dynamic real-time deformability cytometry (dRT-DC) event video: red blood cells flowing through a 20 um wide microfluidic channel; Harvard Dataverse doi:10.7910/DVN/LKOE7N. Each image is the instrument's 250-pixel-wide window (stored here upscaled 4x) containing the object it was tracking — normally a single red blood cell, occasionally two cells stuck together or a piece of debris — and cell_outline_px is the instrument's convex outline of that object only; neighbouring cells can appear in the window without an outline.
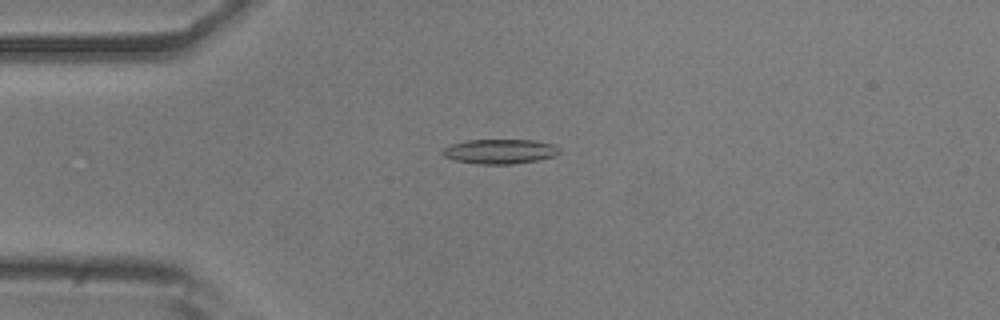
{"species": "common noctule bat (a hibernating species)", "species_latin": "Nyctalus noctula", "temperature_condition": "room temperature", "stored_images_in_passage": 48, "camera_frame_rate_fps": 3000, "um_per_image_px": 0.085, "animal": {"sex": "male", "body_mass_g": 20.5, "forearm_length_mm": 52.5}, "frame": {"image": 1, "passage_image": 9, "time_ms": 2.667, "image_size_px": [1000, 320], "cell_outline_px": [[560, 152], [556, 156], [536, 160], [512, 164], [480, 164], [452, 160], [444, 156], [440, 152], [444, 148], [452, 144], [468, 140], [536, 140], [556, 144], [560, 148]], "centroid_in_image_um": [42.52, 12.87], "position_along_channel_um": 42.5, "area_um2": 16.94}}
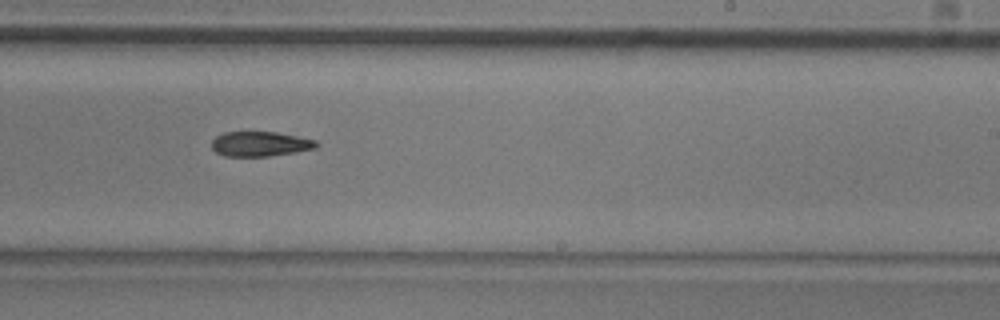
{"frame": {"image": 2, "passage_image": 28, "time_ms": 9.0, "image_size_px": [1000, 320], "cell_outline_px": [[320, 144], [316, 148], [296, 152], [268, 156], [224, 156], [216, 152], [212, 148], [212, 140], [216, 136], [224, 132], [276, 132], [316, 140]], "centroid_in_image_um": [22.12, 12.23], "position_along_channel_um": 266.9, "area_um2": 15.14}}
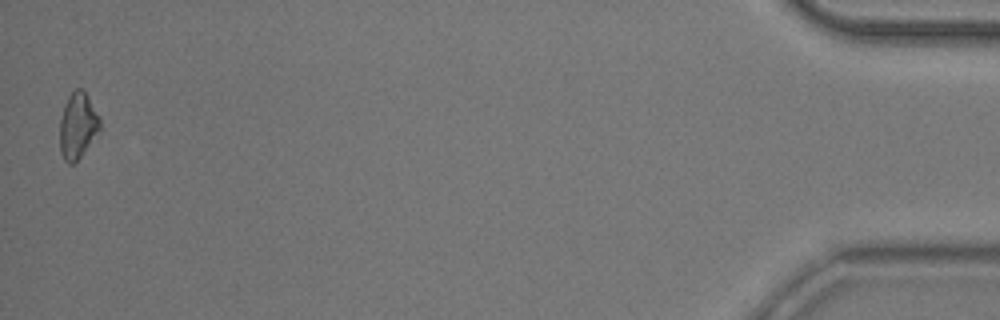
{"frame": {"image": 3, "passage_image": 48, "time_ms": 15.667, "image_size_px": [1000, 320], "cell_outline_px": [[100, 128], [80, 156], [72, 164], [68, 164], [64, 160], [60, 152], [60, 120], [68, 96], [76, 88], [80, 88], [88, 96], [100, 116]], "centroid_in_image_um": [6.6, 10.66], "position_along_channel_um": 428.6, "area_um2": 15.09}, "authors_computed_cell_mechanics": {"area_um2": 16.1262, "velocity_mm_per_s": 3.8396, "shape_relaxation_time_tau1_ms": 4.4494, "shape_relaxation_time_tau2_ms": null, "deformation_change_tau1": 0.1237, "deformation_change_tau2": null}}